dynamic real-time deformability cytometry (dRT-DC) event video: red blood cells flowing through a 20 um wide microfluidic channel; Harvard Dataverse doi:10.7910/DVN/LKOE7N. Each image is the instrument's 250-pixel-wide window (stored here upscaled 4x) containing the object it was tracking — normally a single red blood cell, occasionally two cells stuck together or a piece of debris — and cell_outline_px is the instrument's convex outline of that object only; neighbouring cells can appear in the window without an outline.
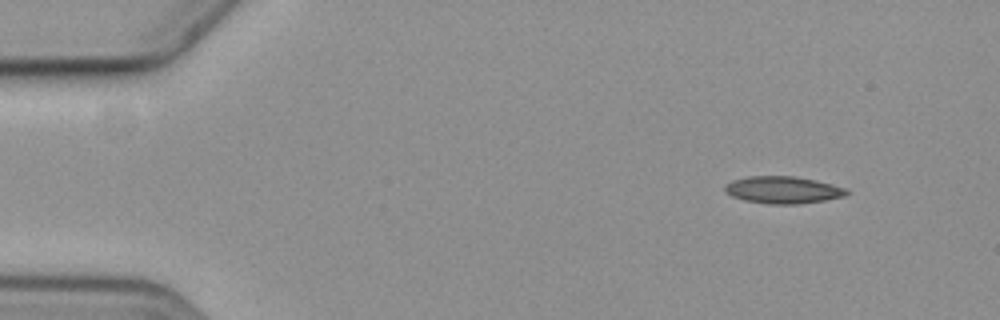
{"species": "common noctule bat (a hibernating species)", "species_latin": "Nyctalus noctula", "temperature_condition": "cold", "stored_images_in_passage": 4, "camera_frame_rate_fps": 3000, "um_per_image_px": 0.085, "animal": {"sex": "female", "body_mass_g": 19.3, "forearm_length_mm": 54.1}, "frame": {"image": 1, "passage_image": 1, "time_ms": 0.0, "image_size_px": [1000, 320], "cell_outline_px": [[848, 192], [844, 196], [824, 200], [796, 204], [772, 204], [744, 200], [732, 196], [724, 188], [732, 180], [748, 176], [796, 176], [816, 180], [848, 188]], "centroid_in_image_um": [66.58, 16.13], "position_along_channel_um": 18.4, "area_um2": 19.07}}
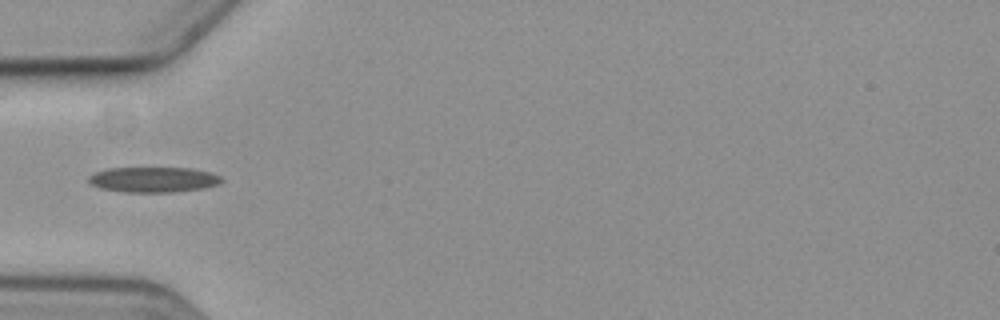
{"frame": {"image": 2, "passage_image": 4, "time_ms": 4.333, "image_size_px": [1000, 320], "cell_outline_px": [[224, 180], [220, 184], [204, 188], [172, 192], [124, 192], [100, 188], [92, 184], [88, 180], [88, 176], [96, 172], [108, 168], [192, 168], [208, 172], [220, 176]], "centroid_in_image_um": [13.05, 15.27], "position_along_channel_um": 71.9, "area_um2": 19.59}}